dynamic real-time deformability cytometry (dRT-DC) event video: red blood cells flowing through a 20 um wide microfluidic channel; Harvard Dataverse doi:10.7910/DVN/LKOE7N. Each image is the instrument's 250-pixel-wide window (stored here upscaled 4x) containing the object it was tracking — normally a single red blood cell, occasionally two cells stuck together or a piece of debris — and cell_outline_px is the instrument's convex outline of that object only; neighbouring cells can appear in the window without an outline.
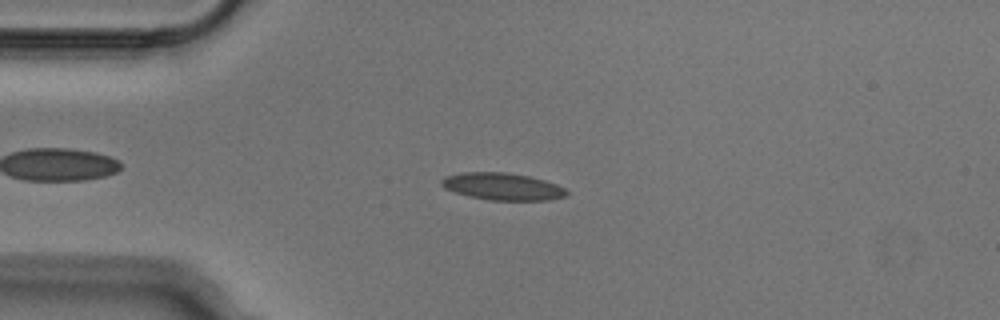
{"species": "Egyptian fruit bat (a non-hibernating species)", "species_latin": "Rousettus aegyptiacus", "temperature_condition": "cold", "stored_images_in_passage": 50, "camera_frame_rate_fps": 3000, "um_per_image_px": 0.085, "animal": {"sex": "male"}, "frame": {"image": 1, "passage_image": 11, "time_ms": 3.333, "image_size_px": [1000, 320], "cell_outline_px": [[568, 196], [548, 200], [488, 200], [468, 196], [444, 188], [440, 184], [440, 180], [444, 176], [464, 172], [508, 172], [528, 176], [544, 180], [556, 184], [564, 188], [568, 192]], "centroid_in_image_um": [42.7, 15.85], "position_along_channel_um": 42.3, "area_um2": 19.88}}
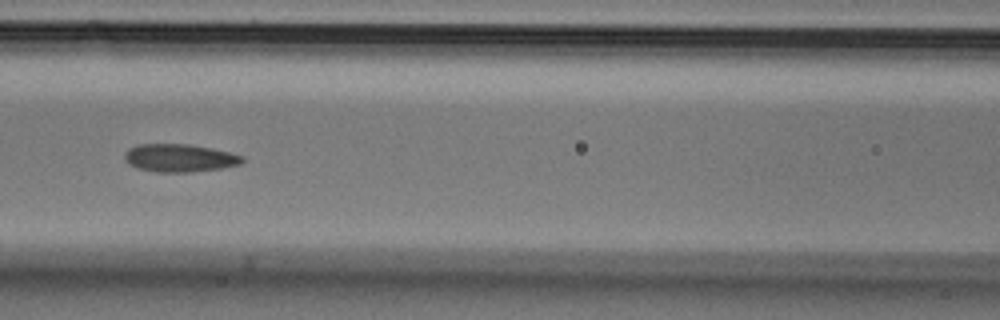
{"frame": {"image": 2, "passage_image": 21, "time_ms": 6.667, "image_size_px": [1000, 320], "cell_outline_px": [[244, 160], [240, 164], [220, 168], [192, 172], [156, 172], [140, 168], [128, 164], [124, 160], [124, 152], [128, 148], [136, 144], [188, 144], [212, 148], [244, 156]], "centroid_in_image_um": [15.23, 13.42], "position_along_channel_um": 151.4, "area_um2": 19.19}}
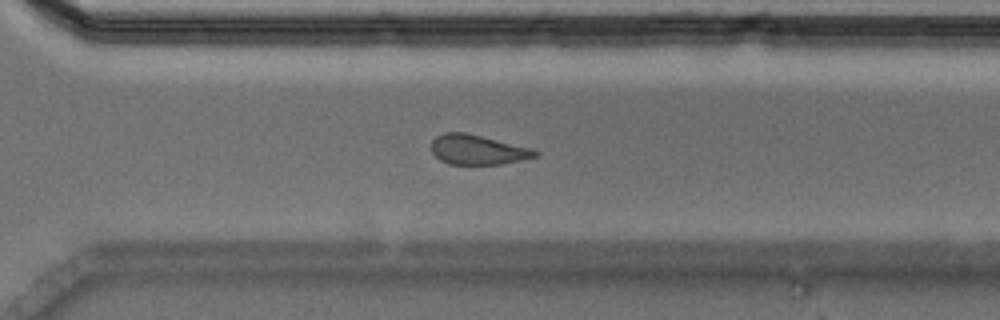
{"frame": {"image": 3, "passage_image": 35, "time_ms": 11.333, "image_size_px": [1000, 320], "cell_outline_px": [[540, 152], [536, 156], [520, 160], [500, 164], [448, 164], [440, 160], [432, 152], [432, 140], [436, 136], [444, 132], [464, 132], [532, 148]], "centroid_in_image_um": [40.58, 12.72], "position_along_channel_um": 330.0, "area_um2": 17.86}}